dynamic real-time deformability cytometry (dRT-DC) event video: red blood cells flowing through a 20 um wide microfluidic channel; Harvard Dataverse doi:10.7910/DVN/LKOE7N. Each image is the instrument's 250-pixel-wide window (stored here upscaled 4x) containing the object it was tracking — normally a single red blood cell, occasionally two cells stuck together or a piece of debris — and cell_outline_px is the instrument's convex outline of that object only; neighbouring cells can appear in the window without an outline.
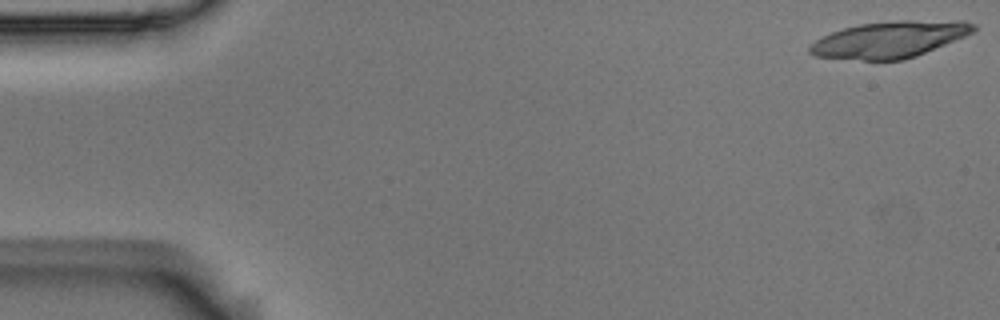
{"species": "Egyptian fruit bat (a non-hibernating species)", "species_latin": "Rousettus aegyptiacus", "temperature_condition": "room temperature", "stored_images_in_passage": 24, "camera_frame_rate_fps": 3000, "um_per_image_px": 0.085, "animal": {"sex": "male"}, "frame": {"image": 1, "passage_image": 1, "time_ms": 0.0, "image_size_px": [1000, 320], "cell_outline_px": [[976, 32], [916, 56], [904, 60], [864, 60], [812, 56], [808, 52], [808, 48], [816, 40], [832, 32], [844, 28], [860, 24], [904, 20], [964, 20], [976, 24]], "centroid_in_image_um": [75.68, 3.35], "position_along_channel_um": 9.3, "area_um2": 34.91}}